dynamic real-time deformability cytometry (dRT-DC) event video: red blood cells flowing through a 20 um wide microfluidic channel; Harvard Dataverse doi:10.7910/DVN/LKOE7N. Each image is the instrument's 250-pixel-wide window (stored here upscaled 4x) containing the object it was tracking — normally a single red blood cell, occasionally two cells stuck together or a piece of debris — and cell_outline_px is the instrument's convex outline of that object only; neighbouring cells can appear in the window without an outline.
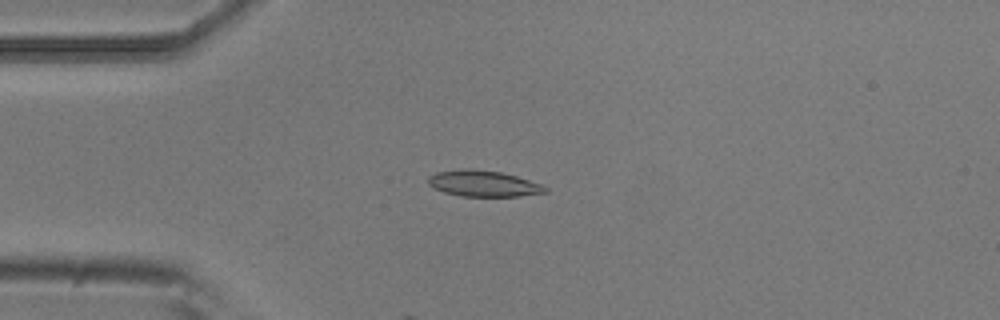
{"species": "common noctule bat (a hibernating species)", "species_latin": "Nyctalus noctula", "temperature_condition": "room temperature", "stored_images_in_passage": 3, "camera_frame_rate_fps": 3000, "um_per_image_px": 0.085, "animal": {"sex": "male", "body_mass_g": 20.5, "forearm_length_mm": 52.5}, "frame": {"image": 1, "passage_image": 1, "time_ms": 0.0, "image_size_px": [1000, 320], "cell_outline_px": [[548, 192], [520, 196], [460, 196], [444, 192], [432, 188], [428, 184], [428, 176], [436, 172], [464, 168], [472, 168], [500, 172], [516, 176], [540, 184], [548, 188]], "centroid_in_image_um": [41.04, 15.6], "position_along_channel_um": 44.0, "area_um2": 17.86}}
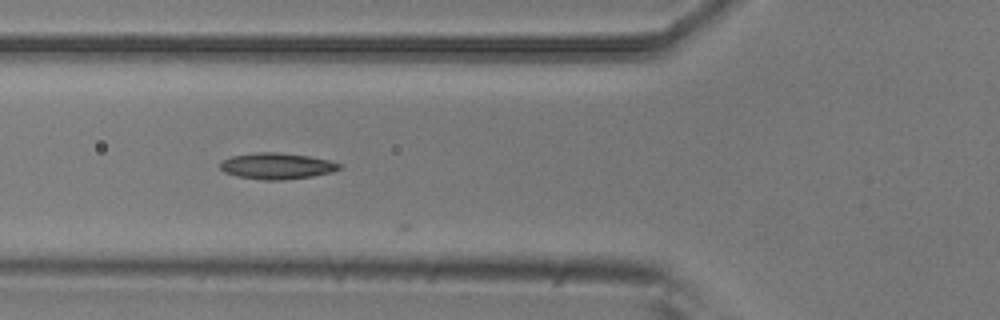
{"frame": {"image": 2, "passage_image": 3, "time_ms": 0.667, "image_size_px": [1000, 320], "cell_outline_px": [[340, 168], [332, 172], [312, 176], [284, 180], [264, 180], [236, 176], [224, 172], [220, 168], [220, 164], [224, 160], [232, 156], [256, 152], [276, 152], [308, 156], [328, 160], [340, 164]], "centroid_in_image_um": [23.51, 14.11], "position_along_channel_um": 102.3, "area_um2": 18.03}}